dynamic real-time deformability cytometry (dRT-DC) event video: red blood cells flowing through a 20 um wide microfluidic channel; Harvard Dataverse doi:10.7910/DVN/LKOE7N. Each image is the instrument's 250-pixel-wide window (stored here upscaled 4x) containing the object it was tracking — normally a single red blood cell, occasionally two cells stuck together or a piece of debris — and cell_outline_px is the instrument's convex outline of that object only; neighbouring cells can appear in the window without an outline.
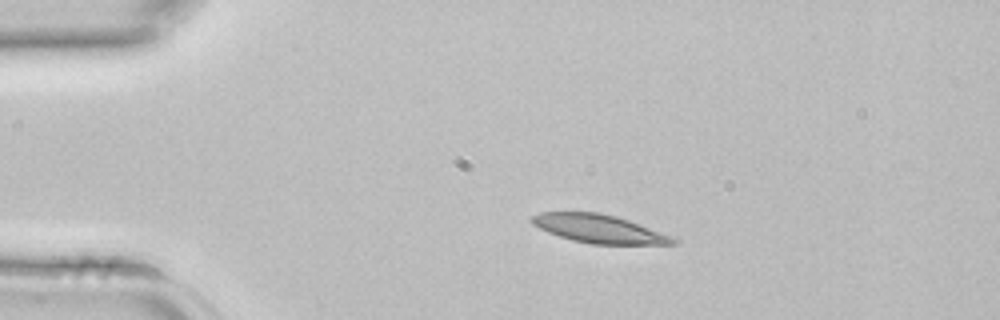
{"species": "common noctule bat (a hibernating species)", "species_latin": "Nyctalus noctula", "temperature_condition": "room temperature", "stored_images_in_passage": 3, "camera_frame_rate_fps": 3000, "um_per_image_px": 0.085, "animal": {"sex": "female", "body_mass_g": 22.7, "forearm_length_mm": 54.2}, "frame": {"image": 1, "passage_image": 2, "time_ms": 0.333, "image_size_px": [1000, 320], "cell_outline_px": [[680, 240], [676, 244], [592, 244], [572, 240], [548, 232], [532, 224], [528, 220], [528, 216], [540, 212], [600, 212], [616, 216], [676, 236]], "centroid_in_image_um": [50.95, 19.44], "position_along_channel_um": 34.1, "area_um2": 23.7}}
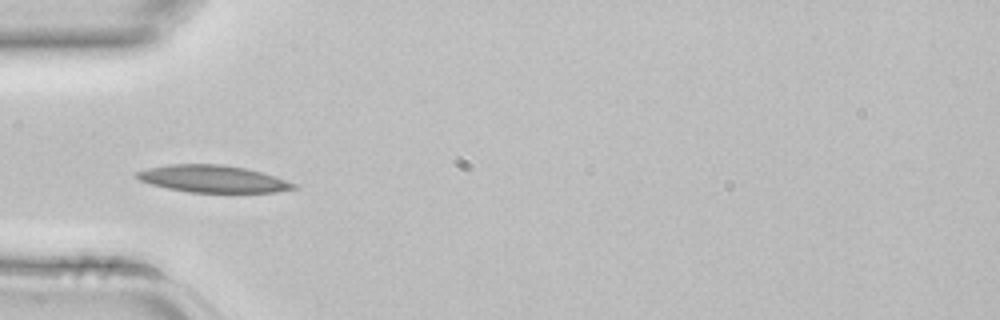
{"frame": {"image": 2, "passage_image": 3, "time_ms": 0.667, "image_size_px": [1000, 320], "cell_outline_px": [[300, 188], [276, 192], [188, 192], [168, 188], [152, 184], [140, 180], [136, 176], [136, 172], [148, 168], [168, 164], [220, 164], [244, 168], [260, 172], [296, 184]], "centroid_in_image_um": [18.08, 15.2], "position_along_channel_um": 66.9, "area_um2": 24.45}}